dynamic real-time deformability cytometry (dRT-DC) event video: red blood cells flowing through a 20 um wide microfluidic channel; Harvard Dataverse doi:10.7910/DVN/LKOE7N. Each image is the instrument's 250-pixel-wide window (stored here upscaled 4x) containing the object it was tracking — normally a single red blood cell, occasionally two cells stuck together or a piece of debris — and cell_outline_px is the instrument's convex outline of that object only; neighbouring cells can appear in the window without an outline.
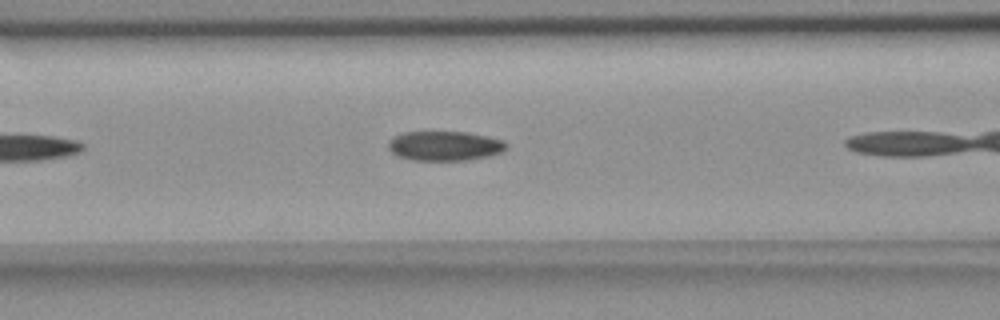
{"species": "common noctule bat (a hibernating species)", "species_latin": "Nyctalus noctula", "temperature_condition": "room temperature", "stored_images_in_passage": 13, "camera_frame_rate_fps": 3000, "um_per_image_px": 0.085, "animal": {"sex": "female", "body_mass_g": 18.4}, "frame": {"image": 1, "passage_image": 8, "time_ms": 2.333, "image_size_px": [1000, 320], "cell_outline_px": [[508, 148], [504, 152], [488, 156], [468, 160], [412, 160], [396, 156], [388, 148], [388, 140], [392, 136], [404, 132], [468, 132], [504, 140], [508, 144]], "centroid_in_image_um": [37.8, 12.4], "position_along_channel_um": 128.8, "area_um2": 20.63}}